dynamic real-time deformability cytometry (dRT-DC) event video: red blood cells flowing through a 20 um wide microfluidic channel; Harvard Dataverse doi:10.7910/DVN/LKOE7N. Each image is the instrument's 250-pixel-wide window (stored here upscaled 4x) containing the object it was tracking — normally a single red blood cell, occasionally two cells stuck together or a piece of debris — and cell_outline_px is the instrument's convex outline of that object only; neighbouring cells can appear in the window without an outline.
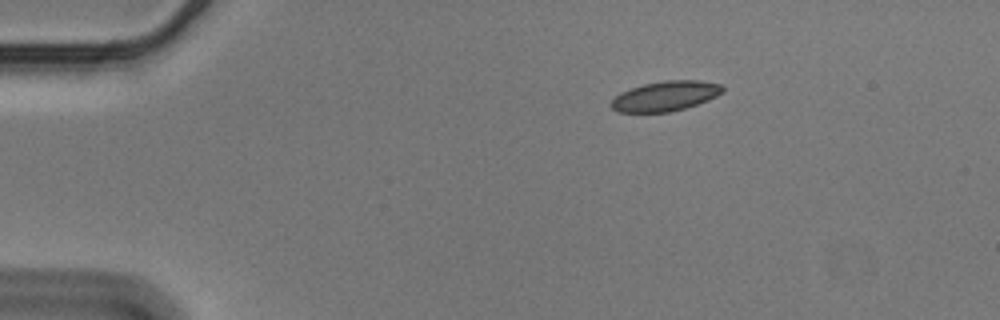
{"species": "Egyptian fruit bat (a non-hibernating species)", "species_latin": "Rousettus aegyptiacus", "temperature_condition": "cold", "stored_images_in_passage": 48, "camera_frame_rate_fps": 3000, "um_per_image_px": 0.085, "animal": {"sex": "male"}, "frame": {"image": 1, "passage_image": 1, "time_ms": 0.0, "image_size_px": [1000, 320], "cell_outline_px": [[724, 92], [708, 100], [684, 108], [668, 112], [616, 112], [608, 104], [620, 92], [644, 84], [664, 80], [700, 80], [720, 84], [724, 88]], "centroid_in_image_um": [56.54, 8.16], "position_along_channel_um": 28.5, "area_um2": 19.42}}
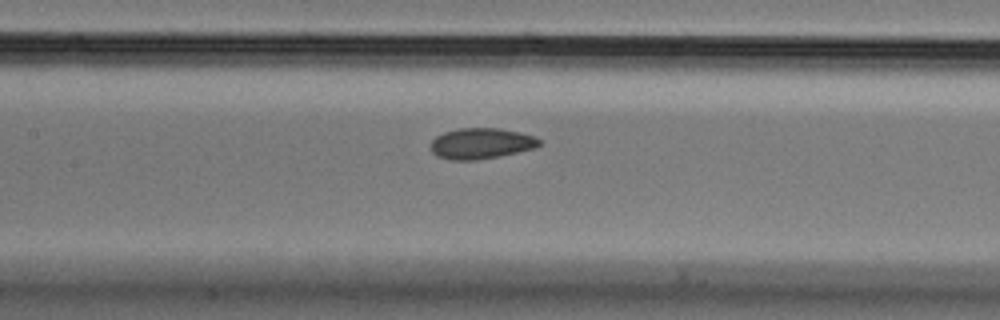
{"frame": {"image": 2, "passage_image": 18, "time_ms": 5.667, "image_size_px": [1000, 320], "cell_outline_px": [[544, 144], [536, 148], [500, 156], [476, 160], [448, 160], [436, 156], [432, 152], [432, 140], [436, 136], [444, 132], [460, 128], [500, 128], [520, 132], [536, 136]], "centroid_in_image_um": [40.94, 12.2], "position_along_channel_um": 166.5, "area_um2": 19.77}}
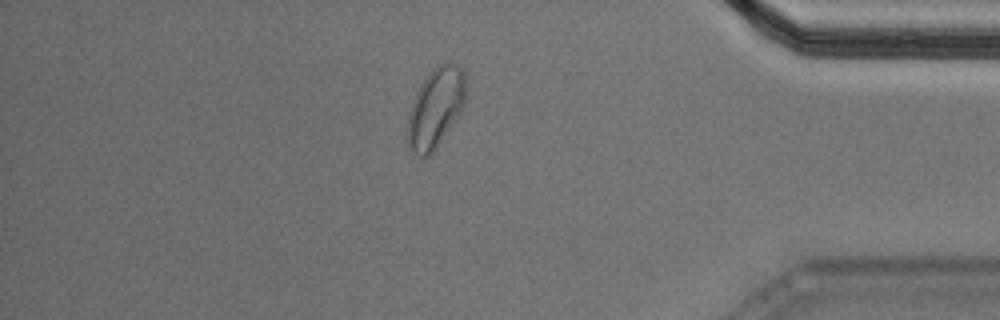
{"frame": {"image": 3, "passage_image": 40, "time_ms": 13.0, "image_size_px": [1000, 320], "cell_outline_px": [[464, 104], [460, 112], [436, 148], [428, 156], [416, 156], [412, 152], [408, 144], [408, 112], [416, 92], [420, 84], [428, 72], [436, 64], [456, 64], [464, 72]], "centroid_in_image_um": [36.99, 9.16], "position_along_channel_um": 398.2, "area_um2": 26.65}, "authors_computed_cell_mechanics": {"area_um2": 19.8832, "velocity_mm_per_s": 3.5584, "shape_relaxation_time_tau1_ms": 3.9338, "shape_relaxation_time_tau2_ms": 1.8626, "deformation_change_tau1": 0.0798, "deformation_change_tau2": 0.0425}}